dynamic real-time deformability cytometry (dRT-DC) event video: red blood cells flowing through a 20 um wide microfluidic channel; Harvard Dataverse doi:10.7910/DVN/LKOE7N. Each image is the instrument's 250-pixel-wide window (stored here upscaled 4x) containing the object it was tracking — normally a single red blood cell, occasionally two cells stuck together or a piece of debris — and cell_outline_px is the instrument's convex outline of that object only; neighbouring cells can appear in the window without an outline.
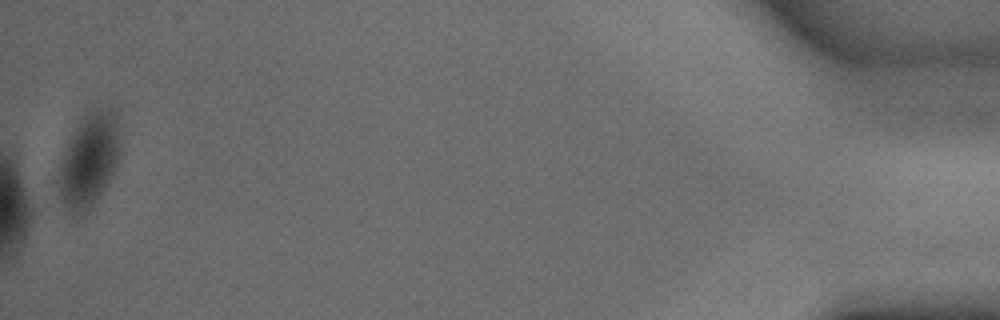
{"species": "common noctule bat (a hibernating species)", "species_latin": "Nyctalus noctula", "temperature_condition": "warm", "stored_images_in_passage": 23, "camera_frame_rate_fps": 3000, "um_per_image_px": 0.085, "animal": {"sex": "male", "body_mass_g": 15.6}, "frame": {"image": 1, "passage_image": 23, "time_ms": 7.333, "image_size_px": [1000, 320], "cell_outline_px": [[120, 156], [108, 184], [88, 208], [80, 212], [72, 212], [60, 200], [56, 180], [64, 156], [72, 136], [80, 120], [92, 108], [116, 108], [120, 116]], "centroid_in_image_um": [7.64, 13.5], "position_along_channel_um": 427.6, "area_um2": 33.41}}